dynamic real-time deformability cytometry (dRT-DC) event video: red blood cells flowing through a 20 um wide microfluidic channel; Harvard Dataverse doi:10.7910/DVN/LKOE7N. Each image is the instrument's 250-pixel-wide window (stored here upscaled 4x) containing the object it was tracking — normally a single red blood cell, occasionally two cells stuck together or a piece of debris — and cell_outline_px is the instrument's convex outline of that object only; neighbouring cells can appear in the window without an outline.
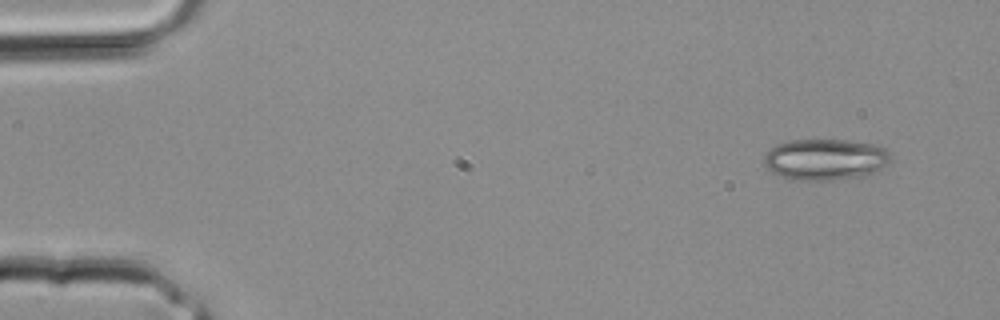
{"species": "common noctule bat (a hibernating species)", "species_latin": "Nyctalus noctula", "temperature_condition": "room temperature", "stored_images_in_passage": 3, "camera_frame_rate_fps": 3000, "um_per_image_px": 0.085, "animal": {"sex": "male", "body_mass_g": 20.4}, "frame": {"image": 1, "passage_image": 1, "time_ms": 0.0, "image_size_px": [1000, 320], "cell_outline_px": [[892, 160], [888, 164], [876, 172], [868, 176], [832, 180], [792, 180], [780, 176], [772, 172], [764, 164], [764, 156], [776, 144], [788, 140], [844, 140], [876, 144], [884, 148], [892, 156]], "centroid_in_image_um": [70.19, 13.56], "position_along_channel_um": 14.8, "area_um2": 30.81}}